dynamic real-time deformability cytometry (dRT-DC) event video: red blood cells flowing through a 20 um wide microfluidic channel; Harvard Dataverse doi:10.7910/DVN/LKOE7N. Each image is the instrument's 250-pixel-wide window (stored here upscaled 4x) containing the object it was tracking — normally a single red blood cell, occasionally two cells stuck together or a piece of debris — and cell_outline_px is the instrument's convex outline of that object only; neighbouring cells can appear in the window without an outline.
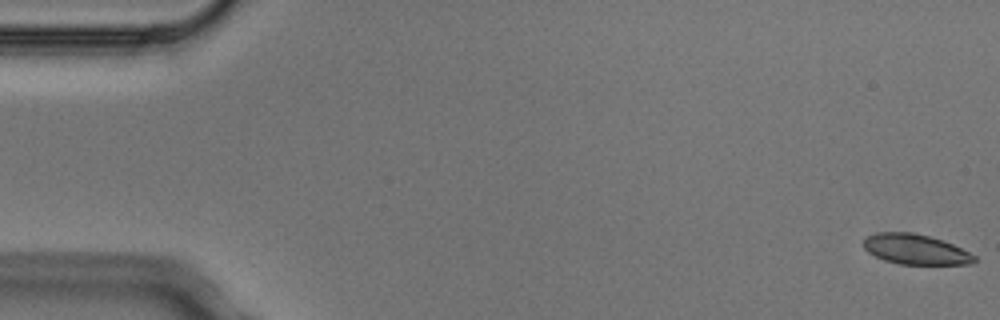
{"species": "Egyptian fruit bat (a non-hibernating species)", "species_latin": "Rousettus aegyptiacus", "temperature_condition": "cold", "stored_images_in_passage": 4, "camera_frame_rate_fps": 3000, "um_per_image_px": 0.085, "animal": {"sex": "male"}, "frame": {"image": 1, "passage_image": 1, "time_ms": 0.0, "image_size_px": [1000, 320], "cell_outline_px": [[976, 260], [972, 264], [900, 264], [884, 260], [868, 252], [860, 244], [868, 236], [876, 232], [912, 232], [944, 240], [976, 256]], "centroid_in_image_um": [77.79, 21.19], "position_along_channel_um": 7.2, "area_um2": 19.48}}
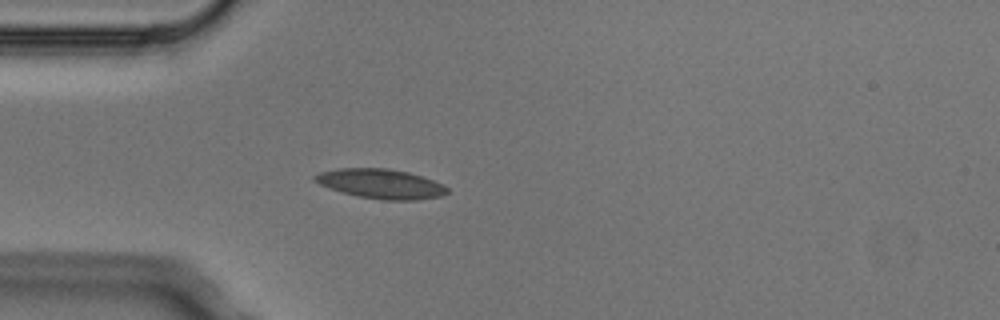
{"frame": {"image": 2, "passage_image": 4, "time_ms": 1.0, "image_size_px": [1000, 320], "cell_outline_px": [[448, 192], [440, 196], [416, 200], [384, 200], [356, 196], [320, 184], [312, 180], [312, 176], [320, 172], [340, 168], [388, 168], [408, 172], [444, 184], [448, 188]], "centroid_in_image_um": [32.37, 15.62], "position_along_channel_um": 52.6, "area_um2": 22.66}}